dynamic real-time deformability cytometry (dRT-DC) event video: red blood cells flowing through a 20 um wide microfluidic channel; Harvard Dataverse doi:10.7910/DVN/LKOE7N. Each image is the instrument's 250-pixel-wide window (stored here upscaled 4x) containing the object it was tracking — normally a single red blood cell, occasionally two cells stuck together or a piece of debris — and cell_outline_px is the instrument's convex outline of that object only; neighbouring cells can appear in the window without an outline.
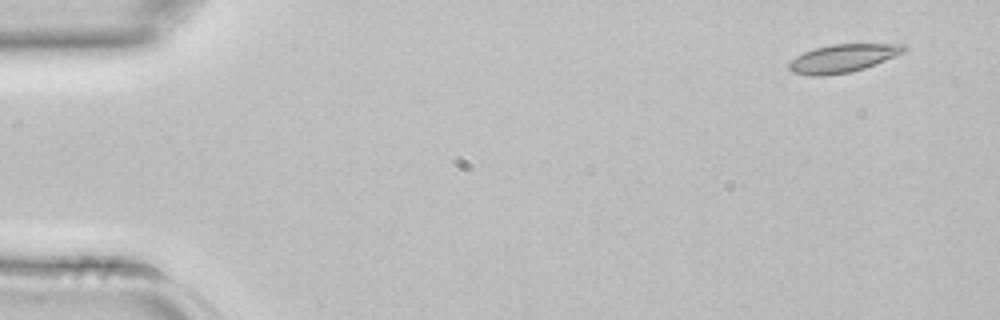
{"species": "common noctule bat (a hibernating species)", "species_latin": "Nyctalus noctula", "temperature_condition": "room temperature", "stored_images_in_passage": 4, "camera_frame_rate_fps": 3000, "um_per_image_px": 0.085, "animal": {"sex": "female", "body_mass_g": 22.7, "forearm_length_mm": 54.2}, "frame": {"image": 1, "passage_image": 1, "time_ms": 0.0, "image_size_px": [1000, 320], "cell_outline_px": [[908, 48], [904, 52], [864, 68], [848, 72], [824, 76], [812, 76], [792, 72], [788, 68], [788, 64], [796, 56], [804, 52], [816, 48], [832, 44], [904, 44]], "centroid_in_image_um": [71.61, 4.95], "position_along_channel_um": 13.4, "area_um2": 18.55}}
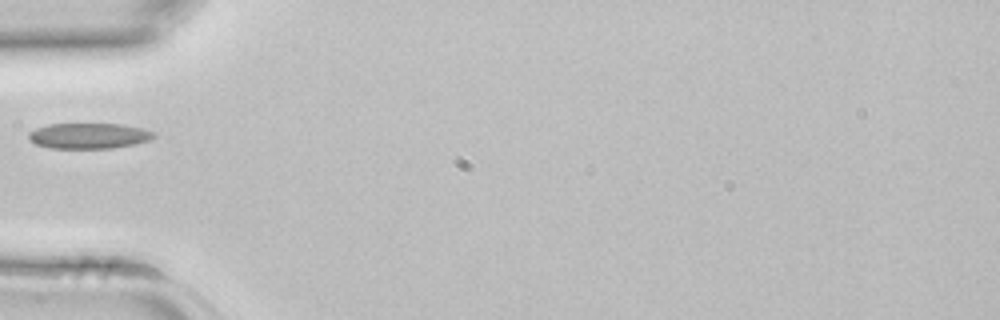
{"frame": {"image": 2, "passage_image": 4, "time_ms": 1.0, "image_size_px": [1000, 320], "cell_outline_px": [[156, 136], [148, 140], [132, 144], [112, 148], [52, 148], [36, 144], [28, 140], [28, 132], [36, 128], [48, 124], [120, 124], [140, 128], [156, 132]], "centroid_in_image_um": [7.51, 11.54], "position_along_channel_um": 77.5, "area_um2": 18.55}}